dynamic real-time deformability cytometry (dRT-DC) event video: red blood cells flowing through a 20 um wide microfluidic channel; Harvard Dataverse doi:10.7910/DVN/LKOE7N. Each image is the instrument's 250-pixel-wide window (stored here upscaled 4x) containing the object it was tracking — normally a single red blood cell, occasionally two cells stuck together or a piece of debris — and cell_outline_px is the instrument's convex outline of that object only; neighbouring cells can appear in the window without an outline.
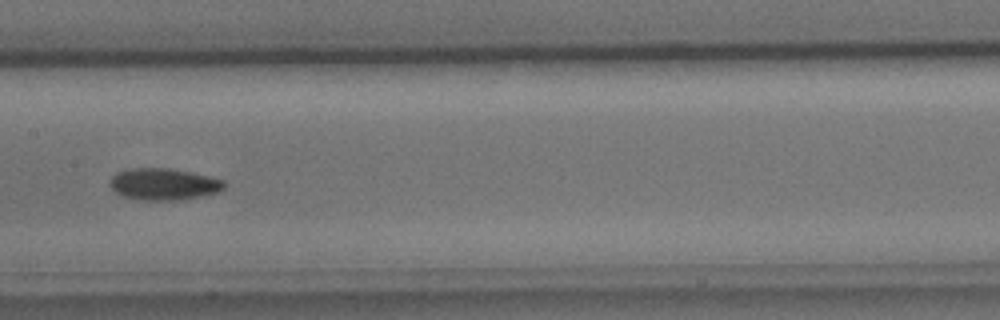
{"species": "common noctule bat (a hibernating species)", "species_latin": "Nyctalus noctula", "temperature_condition": "cold", "stored_images_in_passage": 9, "camera_frame_rate_fps": 3000, "um_per_image_px": 0.085, "animal": {"sex": "male", "body_mass_g": 15.6}, "frame": {"image": 1, "passage_image": 9, "time_ms": 9.333, "image_size_px": [1000, 320], "cell_outline_px": [[224, 188], [220, 192], [200, 196], [176, 200], [140, 200], [124, 196], [116, 192], [108, 184], [112, 176], [116, 172], [132, 168], [168, 168], [208, 176], [224, 180]], "centroid_in_image_um": [13.89, 15.65], "position_along_channel_um": 193.5, "area_um2": 20.98}}